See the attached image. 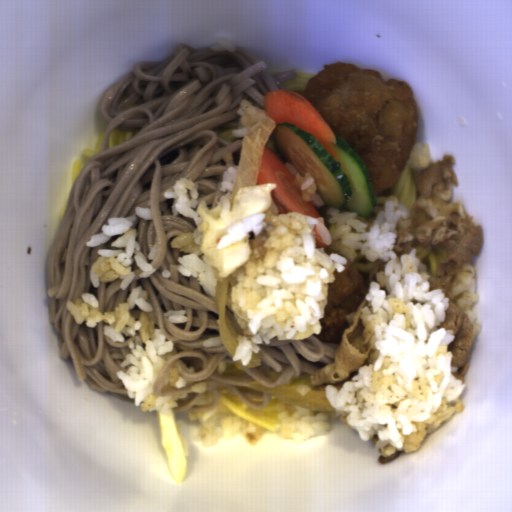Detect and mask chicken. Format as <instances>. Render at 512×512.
<instances>
[{
  "mask_svg": "<svg viewBox=\"0 0 512 512\" xmlns=\"http://www.w3.org/2000/svg\"><path fill=\"white\" fill-rule=\"evenodd\" d=\"M302 97L334 136L355 149L375 196L396 185L418 132L419 113L407 83L340 62L320 69L306 84Z\"/></svg>",
  "mask_w": 512,
  "mask_h": 512,
  "instance_id": "1",
  "label": "chicken"
},
{
  "mask_svg": "<svg viewBox=\"0 0 512 512\" xmlns=\"http://www.w3.org/2000/svg\"><path fill=\"white\" fill-rule=\"evenodd\" d=\"M333 274L335 279L328 285L325 311L320 321L321 332L316 336L325 343L340 344L359 306L367 300L369 287L354 261H349L343 272Z\"/></svg>",
  "mask_w": 512,
  "mask_h": 512,
  "instance_id": "2",
  "label": "chicken"
},
{
  "mask_svg": "<svg viewBox=\"0 0 512 512\" xmlns=\"http://www.w3.org/2000/svg\"><path fill=\"white\" fill-rule=\"evenodd\" d=\"M330 207H331L330 205H327L325 203H324V205L321 208H317L316 207L318 212H319V214H320V216H321V218H326L327 212L330 209Z\"/></svg>",
  "mask_w": 512,
  "mask_h": 512,
  "instance_id": "3",
  "label": "chicken"
}]
</instances>
